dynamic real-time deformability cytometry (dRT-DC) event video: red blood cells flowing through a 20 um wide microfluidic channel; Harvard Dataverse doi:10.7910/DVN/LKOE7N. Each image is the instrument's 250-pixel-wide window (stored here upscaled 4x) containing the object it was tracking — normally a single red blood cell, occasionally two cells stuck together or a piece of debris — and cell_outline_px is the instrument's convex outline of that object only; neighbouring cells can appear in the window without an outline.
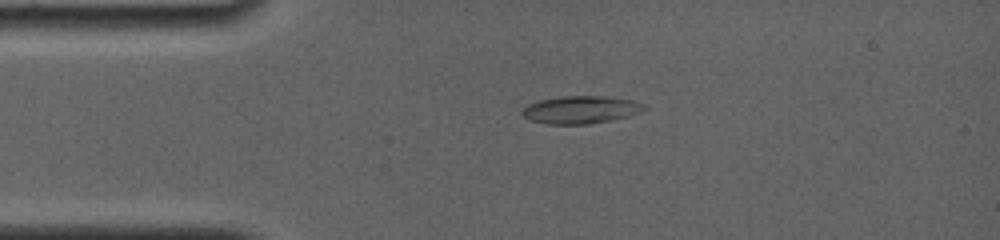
{"species": "common noctule bat (a hibernating species)", "species_latin": "Nyctalus noctula", "temperature_condition": "room temperature", "stored_images_in_passage": 4, "camera_frame_rate_fps": 4000, "um_per_image_px": 0.085, "animal": {"sex": "female", "body_mass_g": 19.0, "forearm_length_mm": 56.7}, "frame": {"image": 1, "passage_image": 3, "time_ms": 2.25, "image_size_px": [1000, 240], "cell_outline_px": [[648, 108], [624, 116], [608, 120], [588, 124], [544, 124], [532, 120], [524, 116], [520, 112], [528, 104], [540, 100], [560, 96], [604, 96], [632, 100], [644, 104]], "centroid_in_image_um": [49.31, 9.32], "position_along_channel_um": 35.7, "area_um2": 19.31}}